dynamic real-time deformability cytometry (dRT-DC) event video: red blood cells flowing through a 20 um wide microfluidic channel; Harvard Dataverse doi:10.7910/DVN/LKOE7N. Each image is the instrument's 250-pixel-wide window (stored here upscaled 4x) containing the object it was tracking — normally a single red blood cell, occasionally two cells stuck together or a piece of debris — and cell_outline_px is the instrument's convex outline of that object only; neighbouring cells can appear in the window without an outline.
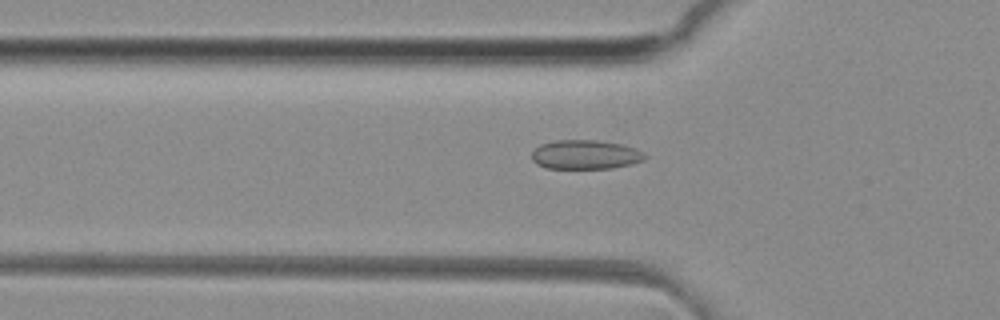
{"species": "common noctule bat (a hibernating species)", "species_latin": "Nyctalus noctula", "temperature_condition": "room temperature", "stored_images_in_passage": 38, "camera_frame_rate_fps": 3000, "um_per_image_px": 0.085, "animal": {"sex": "female", "body_mass_g": 29.2, "forearm_length_mm": 56.3}, "frame": {"image": 1, "passage_image": 5, "time_ms": 1.333, "image_size_px": [1000, 320], "cell_outline_px": [[648, 156], [644, 160], [632, 164], [612, 168], [548, 168], [536, 164], [532, 160], [532, 152], [540, 144], [556, 140], [596, 140], [624, 144], [636, 148], [644, 152]], "centroid_in_image_um": [49.8, 13.13], "position_along_channel_um": 76.0, "area_um2": 19.42}}
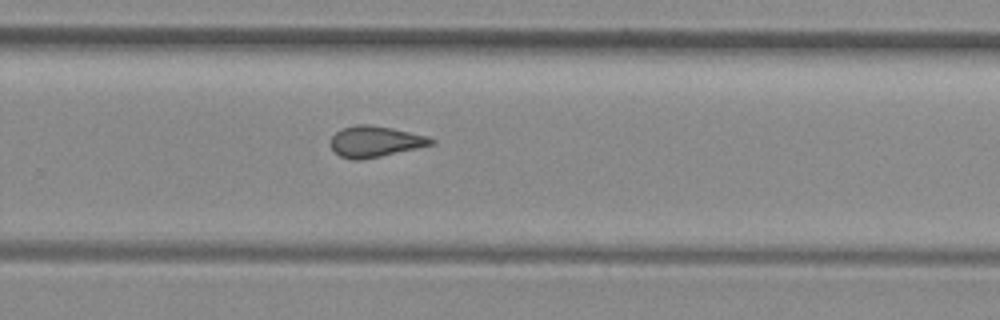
{"frame": {"image": 2, "passage_image": 21, "time_ms": 6.667, "image_size_px": [1000, 320], "cell_outline_px": [[436, 144], [380, 156], [360, 160], [352, 160], [340, 156], [332, 148], [332, 136], [336, 132], [344, 128], [356, 124], [368, 124], [392, 128], [428, 136], [436, 140]], "centroid_in_image_um": [31.93, 12.03], "position_along_channel_um": 297.9, "area_um2": 18.03}}
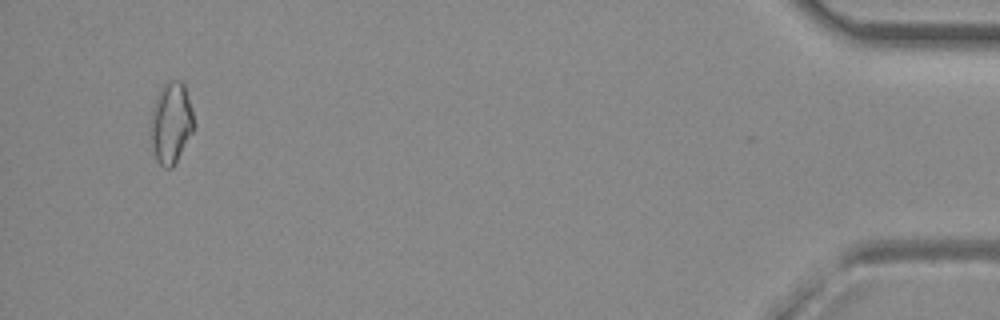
{"frame": {"image": 3, "passage_image": 36, "time_ms": 11.667, "image_size_px": [1000, 320], "cell_outline_px": [[196, 124], [192, 132], [172, 168], [164, 168], [156, 160], [148, 132], [152, 108], [156, 96], [164, 84], [168, 80], [180, 80], [184, 84]], "centroid_in_image_um": [14.51, 10.44], "position_along_channel_um": 420.7, "area_um2": 20.69}, "authors_computed_cell_mechanics": {"area_um2": 18.1492, "velocity_mm_per_s": 4.1579, "shape_relaxation_time_tau1_ms": null, "shape_relaxation_time_tau2_ms": 1.8716, "deformation_change_tau1": null, "deformation_change_tau2": 0.0796}}